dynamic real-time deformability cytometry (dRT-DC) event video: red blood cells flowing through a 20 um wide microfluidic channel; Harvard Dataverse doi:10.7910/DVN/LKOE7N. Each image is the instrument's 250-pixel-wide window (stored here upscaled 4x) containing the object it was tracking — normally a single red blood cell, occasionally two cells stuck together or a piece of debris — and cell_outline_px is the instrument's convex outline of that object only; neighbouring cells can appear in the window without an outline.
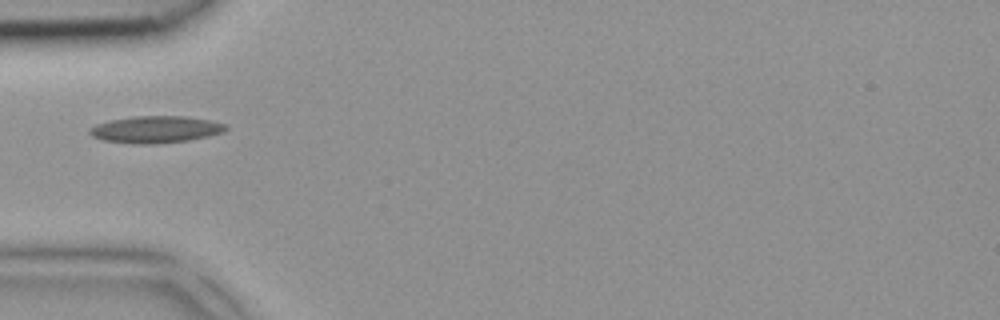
{"species": "common noctule bat (a hibernating species)", "species_latin": "Nyctalus noctula", "temperature_condition": "room temperature", "stored_images_in_passage": 1, "camera_frame_rate_fps": 3000, "um_per_image_px": 0.085, "animal": {"sex": "female", "body_mass_g": 18.4}, "frame": {"image": 1, "passage_image": 1, "time_ms": 0.0, "image_size_px": [1000, 320], "cell_outline_px": [[228, 128], [224, 132], [208, 136], [188, 140], [156, 144], [132, 144], [104, 140], [92, 136], [88, 132], [88, 128], [96, 124], [112, 120], [136, 116], [184, 116], [212, 120], [228, 124]], "centroid_in_image_um": [13.26, 11.0], "position_along_channel_um": 71.7, "area_um2": 21.5}}